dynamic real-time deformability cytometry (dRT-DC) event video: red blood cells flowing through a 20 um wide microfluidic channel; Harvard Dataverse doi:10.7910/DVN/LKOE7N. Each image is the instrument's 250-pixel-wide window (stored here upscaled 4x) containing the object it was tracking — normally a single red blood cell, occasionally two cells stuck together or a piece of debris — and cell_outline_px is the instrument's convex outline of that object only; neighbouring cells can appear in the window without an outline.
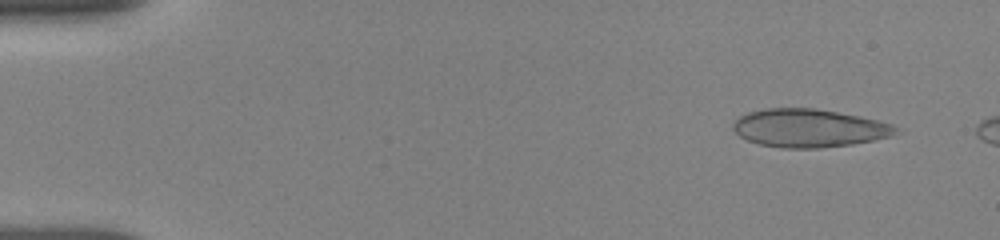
{"species": "human", "species_latin": "Homo sapiens", "temperature_condition": "room temperature", "stored_images_in_passage": 5, "camera_frame_rate_fps": 3000, "um_per_image_px": 0.085, "donor": {"sex": "female"}, "frame": {"image": 1, "passage_image": 2, "time_ms": 0.667, "image_size_px": [1000, 240], "cell_outline_px": [[896, 128], [888, 136], [872, 140], [852, 144], [820, 148], [780, 148], [760, 144], [748, 140], [740, 136], [732, 128], [732, 124], [740, 116], [748, 112], [764, 108], [816, 108], [860, 116], [892, 124]], "centroid_in_image_um": [68.69, 10.88], "position_along_channel_um": 16.3, "area_um2": 35.84}}